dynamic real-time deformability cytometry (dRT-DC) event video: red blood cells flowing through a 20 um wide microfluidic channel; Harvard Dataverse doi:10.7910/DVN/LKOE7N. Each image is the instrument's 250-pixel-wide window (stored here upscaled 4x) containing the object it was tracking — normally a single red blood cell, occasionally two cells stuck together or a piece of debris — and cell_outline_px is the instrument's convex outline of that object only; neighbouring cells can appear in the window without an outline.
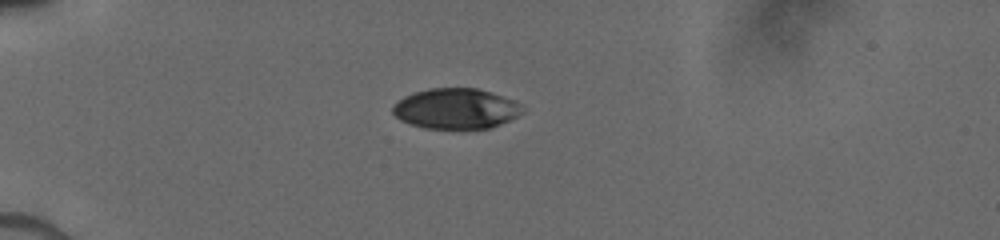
{"species": "human", "species_latin": "Homo sapiens", "temperature_condition": "cold", "stored_images_in_passage": 19, "camera_frame_rate_fps": 3000, "um_per_image_px": 0.085, "donor": {"sex": "male"}, "frame": {"image": 1, "passage_image": 1, "time_ms": 0.0, "image_size_px": [1000, 240], "cell_outline_px": [[524, 112], [492, 128], [424, 128], [400, 120], [392, 112], [392, 108], [404, 96], [428, 88], [476, 88], [492, 92], [516, 100], [524, 104]], "centroid_in_image_um": [38.81, 9.22], "position_along_channel_um": 46.2, "area_um2": 30.58}}
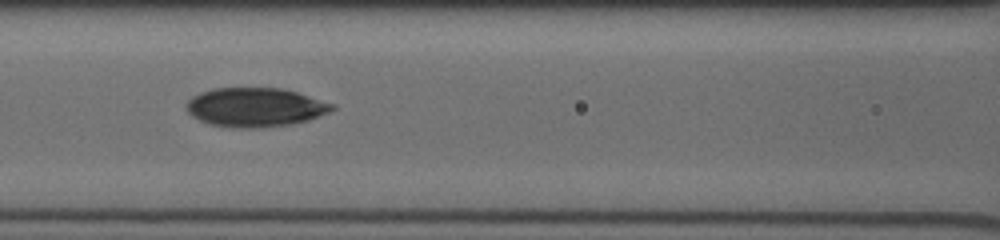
{"frame": {"image": 2, "passage_image": 9, "time_ms": 3.333, "image_size_px": [1000, 240], "cell_outline_px": [[336, 108], [328, 112], [308, 120], [292, 124], [260, 128], [228, 128], [208, 124], [192, 116], [188, 112], [184, 104], [192, 96], [200, 92], [212, 88], [284, 88], [336, 104]], "centroid_in_image_um": [21.67, 9.12], "position_along_channel_um": 144.9, "area_um2": 33.58}}
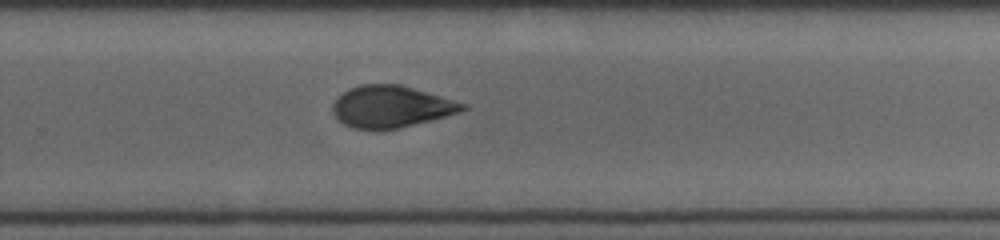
{"frame": {"image": 3, "passage_image": 19, "time_ms": 7.0, "image_size_px": [1000, 240], "cell_outline_px": [[468, 108], [460, 112], [432, 120], [400, 128], [380, 132], [376, 132], [352, 128], [344, 124], [336, 116], [332, 108], [332, 104], [348, 88], [360, 84], [400, 84], [468, 104]], "centroid_in_image_um": [33.25, 9.09], "position_along_channel_um": 296.6, "area_um2": 32.08}}